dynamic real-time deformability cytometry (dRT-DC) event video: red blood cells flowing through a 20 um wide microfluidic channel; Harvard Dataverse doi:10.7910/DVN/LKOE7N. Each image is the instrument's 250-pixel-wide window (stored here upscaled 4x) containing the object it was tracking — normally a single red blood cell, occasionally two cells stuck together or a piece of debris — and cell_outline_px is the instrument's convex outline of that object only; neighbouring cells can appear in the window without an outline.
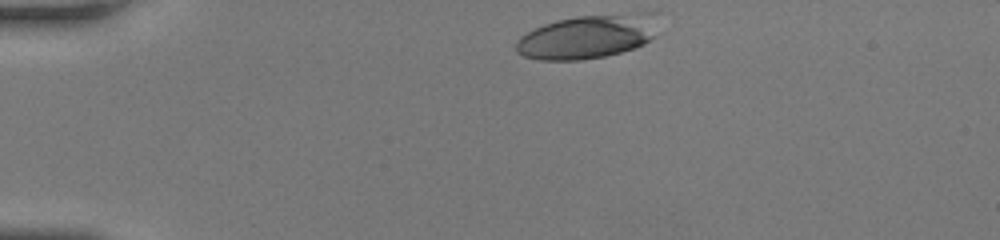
{"species": "human", "species_latin": "Homo sapiens", "temperature_condition": "room temperature", "stored_images_in_passage": 34, "camera_frame_rate_fps": 3000, "um_per_image_px": 0.085, "donor": {"sex": "female"}, "frame": {"image": 1, "passage_image": 1, "time_ms": 0.0, "image_size_px": [1000, 240], "cell_outline_px": [[660, 12], [656, 36], [644, 44], [620, 52], [604, 56], [580, 60], [540, 60], [524, 56], [516, 52], [516, 40], [520, 36], [544, 24], [556, 20], [576, 16], [640, 12]], "centroid_in_image_um": [50.02, 3.08], "position_along_channel_um": 35.0, "area_um2": 36.93}}
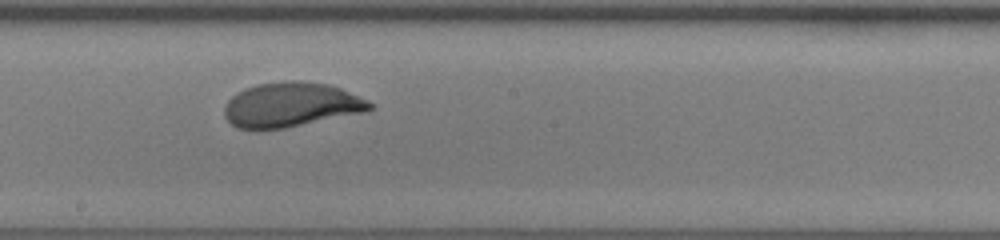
{"frame": {"image": 2, "passage_image": 20, "time_ms": 6.333, "image_size_px": [1000, 240], "cell_outline_px": [[372, 108], [364, 112], [284, 128], [236, 128], [224, 116], [224, 108], [228, 100], [236, 92], [244, 88], [256, 84], [292, 80], [296, 80], [328, 84], [340, 88], [368, 100], [372, 104]], "centroid_in_image_um": [24.72, 8.89], "position_along_channel_um": 223.5, "area_um2": 37.45}}
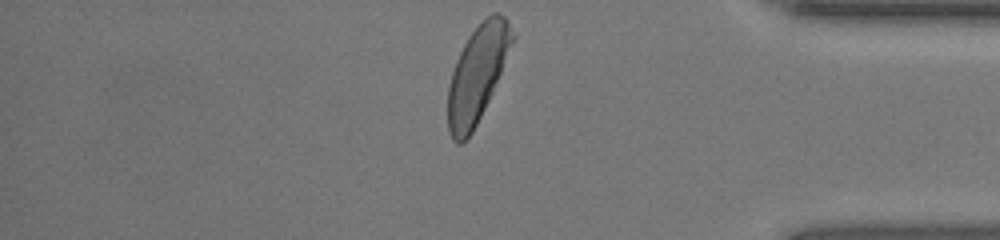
{"frame": {"image": 3, "passage_image": 34, "time_ms": 11.0, "image_size_px": [1000, 240], "cell_outline_px": [[516, 36], [492, 92], [472, 132], [460, 144], [456, 144], [452, 140], [448, 132], [448, 88], [452, 72], [456, 60], [468, 36], [492, 12], [500, 12], [508, 20]], "centroid_in_image_um": [40.57, 6.27], "position_along_channel_um": 394.6, "area_um2": 35.66}, "authors_computed_cell_mechanics": {"area_um2": 37.2521, "velocity_mm_per_s": 4.1213, "shape_relaxation_time_tau1_ms": 3.2792, "shape_relaxation_time_tau2_ms": null, "deformation_change_tau1": 0.1852, "deformation_change_tau2": null}}